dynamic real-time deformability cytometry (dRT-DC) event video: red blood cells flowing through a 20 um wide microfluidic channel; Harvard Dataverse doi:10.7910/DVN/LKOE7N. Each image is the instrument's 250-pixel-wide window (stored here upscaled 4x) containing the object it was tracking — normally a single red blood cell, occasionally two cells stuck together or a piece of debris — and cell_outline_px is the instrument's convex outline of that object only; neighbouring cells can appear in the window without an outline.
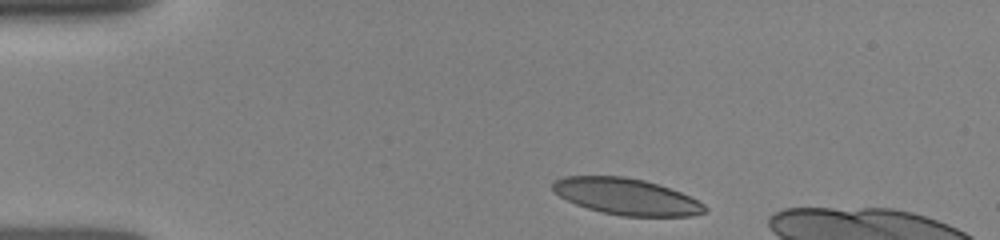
{"species": "human", "species_latin": "Homo sapiens", "temperature_condition": "room temperature", "stored_images_in_passage": 13, "camera_frame_rate_fps": 3000, "um_per_image_px": 0.085, "donor": {"sex": "female"}, "frame": {"image": 1, "passage_image": 1, "time_ms": 0.0, "image_size_px": [1000, 240], "cell_outline_px": [[708, 208], [704, 212], [692, 216], [624, 216], [600, 212], [576, 204], [552, 192], [552, 184], [556, 180], [564, 176], [624, 176], [644, 180], [680, 192], [704, 204]], "centroid_in_image_um": [53.21, 16.71], "position_along_channel_um": 31.8, "area_um2": 32.02}}
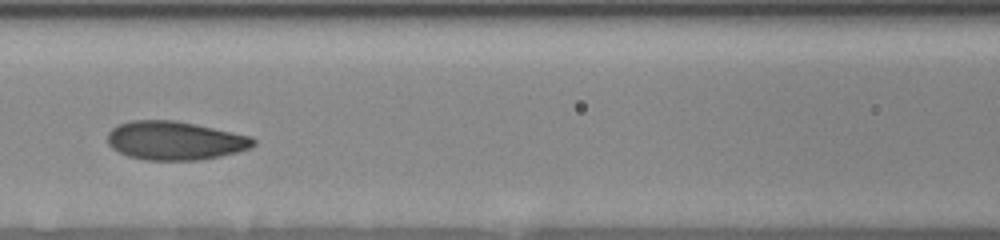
{"frame": {"image": 2, "passage_image": 10, "time_ms": 4.333, "image_size_px": [1000, 240], "cell_outline_px": [[256, 144], [252, 148], [220, 156], [200, 160], [144, 160], [128, 156], [112, 148], [108, 144], [108, 132], [116, 124], [128, 120], [176, 120], [196, 124], [252, 136], [256, 140]], "centroid_in_image_um": [14.87, 11.94], "position_along_channel_um": 151.7, "area_um2": 33.18}}
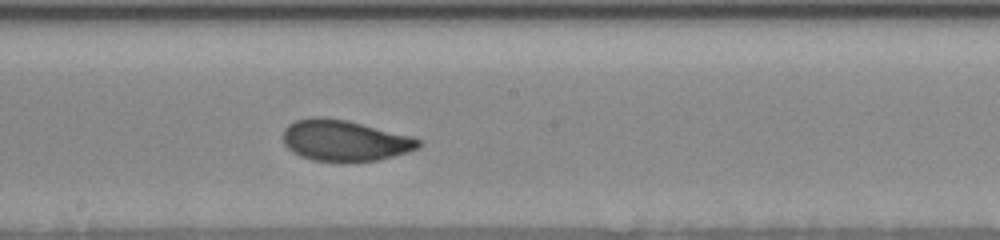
{"frame": {"image": 3, "passage_image": 13, "time_ms": 6.0, "image_size_px": [1000, 240], "cell_outline_px": [[424, 140], [420, 148], [408, 152], [376, 160], [312, 160], [300, 156], [292, 152], [284, 144], [284, 128], [288, 124], [296, 120], [312, 116], [324, 116], [348, 120], [412, 136]], "centroid_in_image_um": [29.31, 11.91], "position_along_channel_um": 218.9, "area_um2": 32.37}}